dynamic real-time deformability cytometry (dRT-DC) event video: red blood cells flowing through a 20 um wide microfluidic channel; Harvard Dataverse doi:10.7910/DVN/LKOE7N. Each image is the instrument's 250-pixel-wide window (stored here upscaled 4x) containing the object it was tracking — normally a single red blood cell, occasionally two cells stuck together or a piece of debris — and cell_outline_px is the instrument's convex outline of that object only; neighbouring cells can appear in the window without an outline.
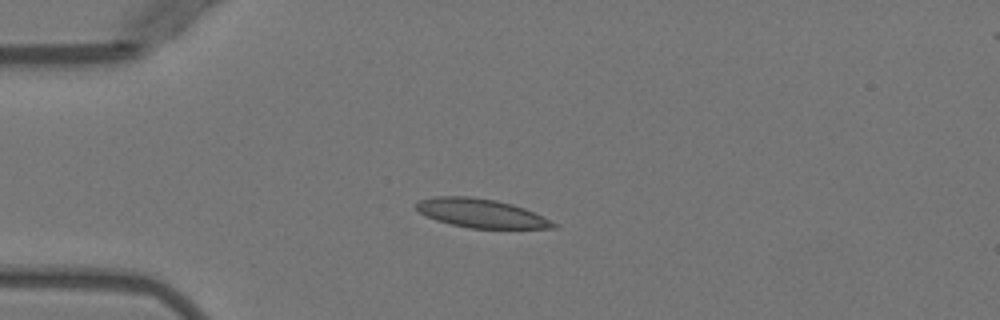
{"species": "Egyptian fruit bat (a non-hibernating species)", "species_latin": "Rousettus aegyptiacus", "temperature_condition": "warm", "stored_images_in_passage": 4, "camera_frame_rate_fps": 3000, "um_per_image_px": 0.085, "animal": {"sex": "female"}, "frame": {"image": 1, "passage_image": 2, "time_ms": 1.333, "image_size_px": [1000, 320], "cell_outline_px": [[556, 228], [468, 228], [436, 220], [420, 212], [416, 208], [416, 204], [420, 200], [436, 196], [472, 196], [496, 200], [512, 204], [524, 208], [556, 224]], "centroid_in_image_um": [40.85, 18.11], "position_along_channel_um": 44.1, "area_um2": 22.6}}
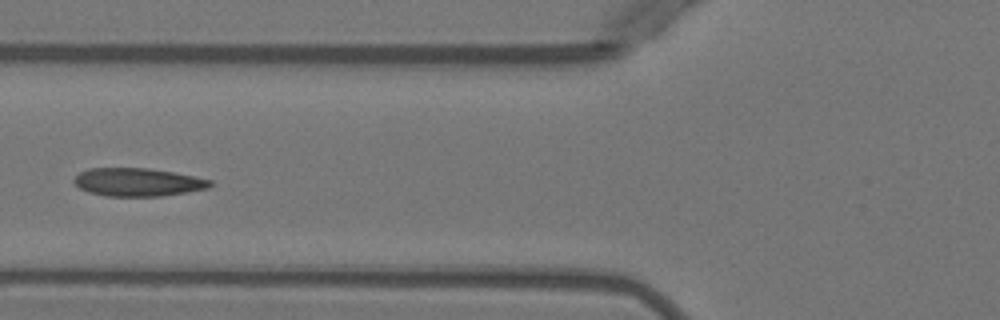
{"frame": {"image": 2, "passage_image": 4, "time_ms": 3.667, "image_size_px": [1000, 320], "cell_outline_px": [[212, 184], [208, 188], [188, 192], [160, 196], [108, 196], [88, 192], [80, 188], [72, 180], [80, 172], [88, 168], [148, 168], [172, 172], [212, 180]], "centroid_in_image_um": [11.7, 15.48], "position_along_channel_um": 114.1, "area_um2": 22.2}}